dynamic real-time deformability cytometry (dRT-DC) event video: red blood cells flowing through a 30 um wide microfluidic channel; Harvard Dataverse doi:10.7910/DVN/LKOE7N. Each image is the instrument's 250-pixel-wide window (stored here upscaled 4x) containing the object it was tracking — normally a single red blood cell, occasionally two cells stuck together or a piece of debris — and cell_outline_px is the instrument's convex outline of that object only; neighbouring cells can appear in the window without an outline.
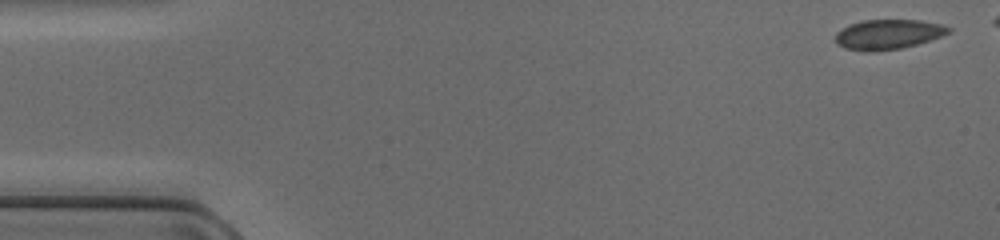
{"species": "common noctule bat (a hibernating species)", "species_latin": "Nyctalus noctula", "temperature_condition": "cold", "stored_images_in_passage": 14, "camera_frame_rate_fps": 3000, "um_per_image_px": 0.085, "animal": {"sex": "female", "body_mass_g": 17.0, "forearm_length_mm": 48.0}, "frame": {"image": 1, "passage_image": 1, "time_ms": 0.0, "image_size_px": [1000, 240], "cell_outline_px": [[952, 28], [948, 32], [940, 36], [916, 44], [900, 48], [876, 52], [864, 52], [844, 48], [836, 44], [836, 32], [848, 24], [864, 20], [920, 20], [940, 24]], "centroid_in_image_um": [75.42, 2.93], "position_along_channel_um": 9.6, "area_um2": 19.65}}
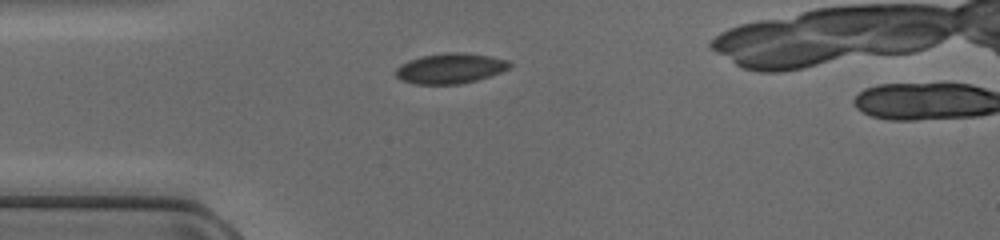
{"frame": {"image": 2, "passage_image": 12, "time_ms": 3.667, "image_size_px": [1000, 240], "cell_outline_px": [[512, 64], [508, 68], [500, 72], [476, 80], [460, 84], [416, 84], [400, 80], [392, 72], [400, 64], [408, 60], [420, 56], [448, 52], [460, 52], [488, 56], [508, 60]], "centroid_in_image_um": [38.2, 5.81], "position_along_channel_um": 46.8, "area_um2": 20.11}}